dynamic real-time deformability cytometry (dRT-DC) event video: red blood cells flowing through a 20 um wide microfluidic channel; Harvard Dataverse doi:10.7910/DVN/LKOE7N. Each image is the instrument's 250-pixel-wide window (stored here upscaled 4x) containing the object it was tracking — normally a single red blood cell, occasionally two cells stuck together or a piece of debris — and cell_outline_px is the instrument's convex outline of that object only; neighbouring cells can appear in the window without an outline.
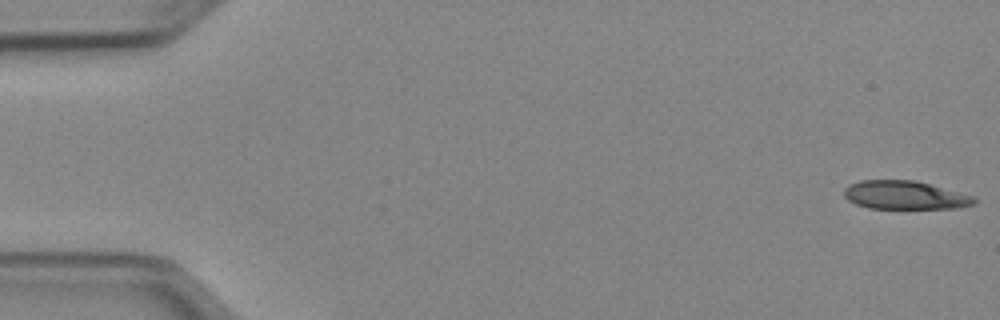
{"species": "Egyptian fruit bat (a non-hibernating species)", "species_latin": "Rousettus aegyptiacus", "temperature_condition": "cold", "stored_images_in_passage": 15, "camera_frame_rate_fps": 3000, "um_per_image_px": 0.085, "animal": {"sex": "female"}, "frame": {"image": 1, "passage_image": 1, "time_ms": 0.0, "image_size_px": [1000, 320], "cell_outline_px": [[980, 200], [976, 204], [960, 208], [868, 208], [856, 204], [848, 200], [844, 196], [844, 188], [848, 184], [860, 180], [916, 180], [972, 196]], "centroid_in_image_um": [76.91, 16.58], "position_along_channel_um": 8.1, "area_um2": 21.68}}
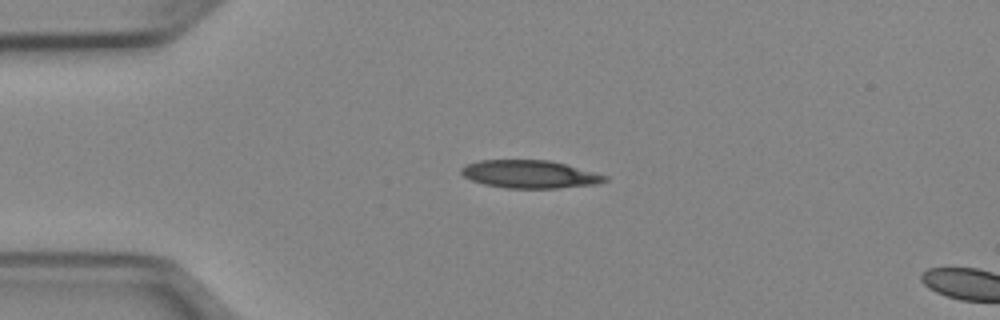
{"frame": {"image": 2, "passage_image": 12, "time_ms": 3.667, "image_size_px": [1000, 320], "cell_outline_px": [[608, 180], [596, 184], [560, 188], [504, 188], [484, 184], [472, 180], [464, 176], [460, 172], [460, 168], [464, 164], [480, 160], [552, 160], [608, 176]], "centroid_in_image_um": [45.01, 14.8], "position_along_channel_um": 40.0, "area_um2": 23.47}}